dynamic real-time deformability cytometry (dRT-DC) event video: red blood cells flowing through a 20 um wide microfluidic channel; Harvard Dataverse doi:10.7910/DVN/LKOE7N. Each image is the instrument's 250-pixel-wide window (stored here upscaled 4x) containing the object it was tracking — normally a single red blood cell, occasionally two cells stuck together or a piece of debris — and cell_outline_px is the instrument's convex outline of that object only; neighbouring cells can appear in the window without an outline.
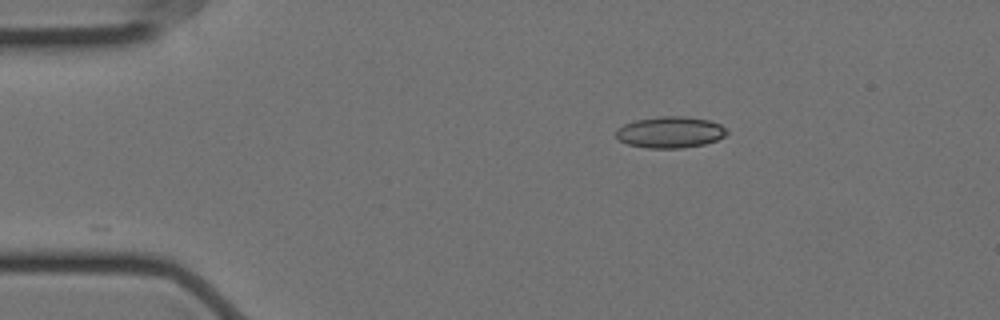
{"species": "Egyptian fruit bat (a non-hibernating species)", "species_latin": "Rousettus aegyptiacus", "temperature_condition": "cold", "stored_images_in_passage": 29, "camera_frame_rate_fps": 3000, "um_per_image_px": 0.085, "animal": {"sex": "female"}, "frame": {"image": 1, "passage_image": 1, "time_ms": 0.0, "image_size_px": [1000, 320], "cell_outline_px": [[728, 132], [724, 136], [716, 140], [704, 144], [680, 148], [648, 148], [628, 144], [620, 140], [616, 136], [616, 128], [624, 124], [636, 120], [660, 116], [688, 116], [708, 120], [720, 124]], "centroid_in_image_um": [56.95, 11.23], "position_along_channel_um": 28.0, "area_um2": 20.17}}
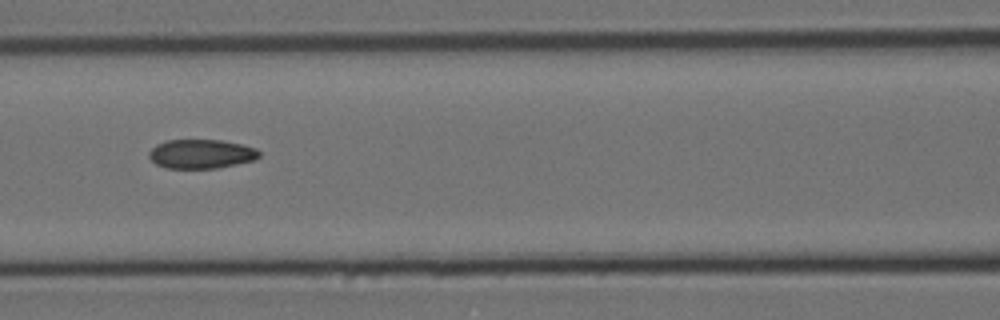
{"frame": {"image": 2, "passage_image": 16, "time_ms": 5.0, "image_size_px": [1000, 320], "cell_outline_px": [[260, 156], [256, 160], [216, 168], [164, 168], [156, 164], [148, 156], [148, 152], [156, 144], [164, 140], [220, 140], [240, 144], [256, 148], [260, 152]], "centroid_in_image_um": [17.08, 13.08], "position_along_channel_um": 149.5, "area_um2": 18.79}}
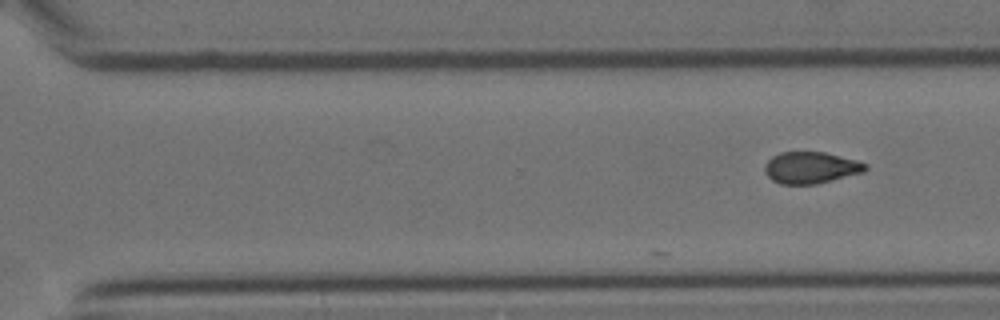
{"frame": {"image": 3, "passage_image": 29, "time_ms": 9.333, "image_size_px": [1000, 320], "cell_outline_px": [[868, 168], [864, 172], [816, 184], [780, 184], [772, 180], [764, 172], [764, 164], [772, 156], [780, 152], [824, 152], [856, 160], [868, 164]], "centroid_in_image_um": [68.9, 14.25], "position_along_channel_um": 301.7, "area_um2": 18.61}}